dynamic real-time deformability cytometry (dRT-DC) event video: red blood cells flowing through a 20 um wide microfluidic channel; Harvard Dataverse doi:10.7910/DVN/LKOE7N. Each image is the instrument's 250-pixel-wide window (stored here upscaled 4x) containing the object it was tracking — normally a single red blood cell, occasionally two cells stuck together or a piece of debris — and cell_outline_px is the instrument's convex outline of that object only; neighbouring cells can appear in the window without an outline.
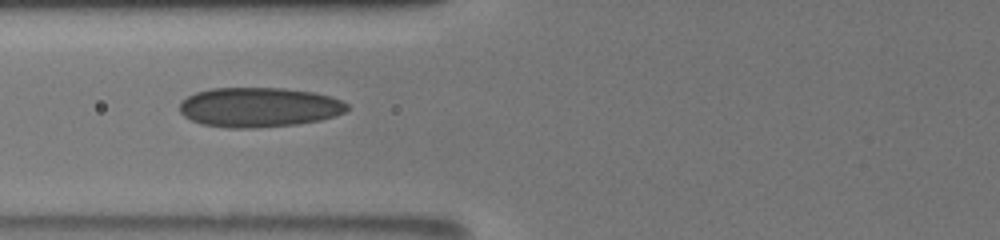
{"species": "human", "species_latin": "Homo sapiens", "temperature_condition": "room temperature", "stored_images_in_passage": 28, "camera_frame_rate_fps": 3000, "um_per_image_px": 0.085, "donor": {"sex": "male"}, "frame": {"image": 1, "passage_image": 5, "time_ms": 2.333, "image_size_px": [1000, 240], "cell_outline_px": [[348, 108], [344, 112], [320, 120], [296, 124], [256, 128], [228, 128], [200, 124], [184, 116], [180, 112], [180, 104], [188, 96], [196, 92], [212, 88], [284, 88], [316, 92], [340, 100], [348, 104]], "centroid_in_image_um": [22.0, 9.12], "position_along_channel_um": 103.8, "area_um2": 38.67}}
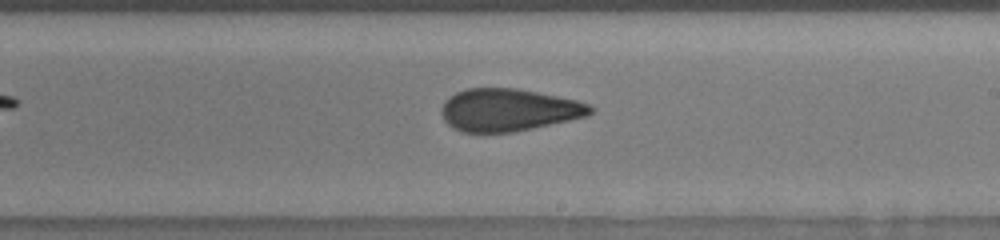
{"frame": {"image": 2, "passage_image": 15, "time_ms": 6.0, "image_size_px": [1000, 240], "cell_outline_px": [[596, 108], [588, 116], [516, 132], [460, 132], [452, 128], [444, 120], [440, 112], [440, 108], [444, 100], [456, 92], [468, 88], [516, 88], [576, 100], [588, 104]], "centroid_in_image_um": [43.2, 9.35], "position_along_channel_um": 245.8, "area_um2": 37.05}}
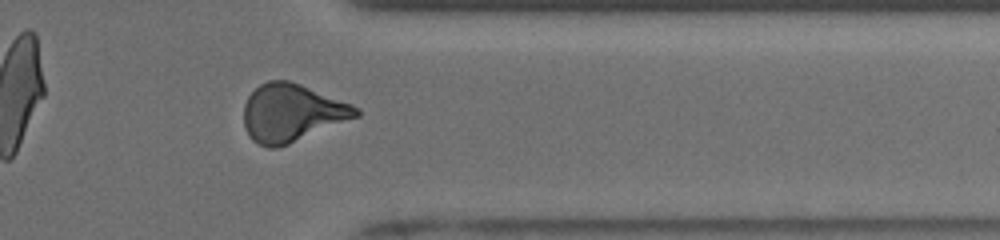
{"frame": {"image": 3, "passage_image": 25, "time_ms": 9.667, "image_size_px": [1000, 240], "cell_outline_px": [[360, 116], [288, 144], [276, 148], [268, 148], [252, 140], [244, 124], [244, 104], [248, 96], [260, 84], [268, 80], [288, 80], [300, 84], [352, 104], [360, 108]], "centroid_in_image_um": [24.81, 9.59], "position_along_channel_um": 386.6, "area_um2": 37.57}, "authors_computed_cell_mechanics": {"area_um2": 37.2521, "velocity_mm_per_s": 3.8761, "shape_relaxation_time_tau1_ms": null, "shape_relaxation_time_tau2_ms": 1.4937, "deformation_change_tau1": null, "deformation_change_tau2": 0.0907}}